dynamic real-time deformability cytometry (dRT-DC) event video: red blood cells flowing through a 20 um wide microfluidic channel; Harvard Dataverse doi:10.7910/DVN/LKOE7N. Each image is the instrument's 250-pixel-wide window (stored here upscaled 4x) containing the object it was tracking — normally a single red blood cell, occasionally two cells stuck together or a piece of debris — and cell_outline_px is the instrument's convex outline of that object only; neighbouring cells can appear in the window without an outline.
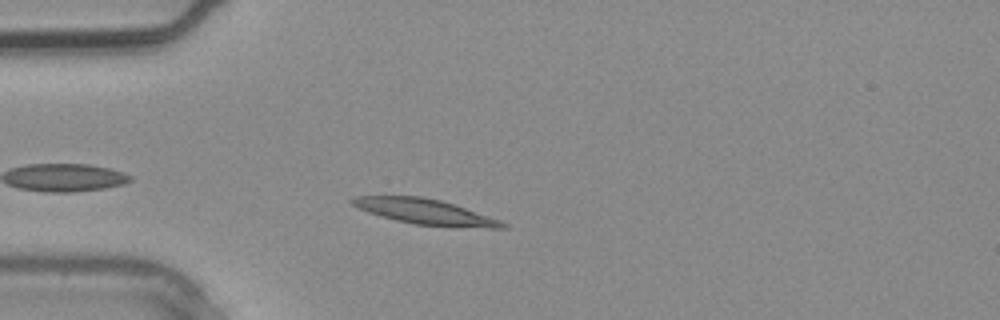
{"species": "common noctule bat (a hibernating species)", "species_latin": "Nyctalus noctula", "temperature_condition": "warm", "stored_images_in_passage": 2, "camera_frame_rate_fps": 3000, "um_per_image_px": 0.085, "animal": {"sex": "male", "body_mass_g": 20.4}, "frame": {"image": 1, "passage_image": 2, "time_ms": 0.333, "image_size_px": [1000, 320], "cell_outline_px": [[508, 228], [488, 228], [412, 224], [396, 220], [368, 212], [352, 204], [348, 200], [352, 196], [424, 196], [440, 200], [500, 220], [508, 224]], "centroid_in_image_um": [36.11, 17.99], "position_along_channel_um": 48.9, "area_um2": 21.85}}